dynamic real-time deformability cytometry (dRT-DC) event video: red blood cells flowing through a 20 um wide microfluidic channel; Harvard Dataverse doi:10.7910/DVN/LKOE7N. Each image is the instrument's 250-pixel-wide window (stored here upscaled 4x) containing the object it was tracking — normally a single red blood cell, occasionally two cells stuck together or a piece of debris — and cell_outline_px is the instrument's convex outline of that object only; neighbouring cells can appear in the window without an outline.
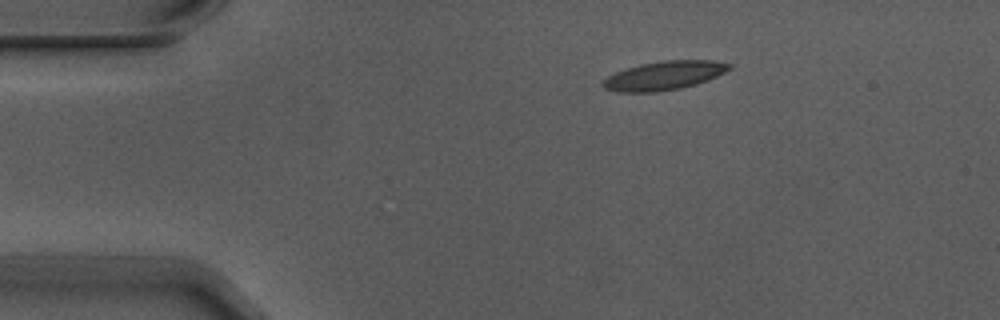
{"species": "Egyptian fruit bat (a non-hibernating species)", "species_latin": "Rousettus aegyptiacus", "temperature_condition": "warm", "stored_images_in_passage": 6, "camera_frame_rate_fps": 3000, "um_per_image_px": 0.085, "animal": {"sex": "male"}, "frame": {"image": 1, "passage_image": 1, "time_ms": 0.0, "image_size_px": [1000, 320], "cell_outline_px": [[732, 68], [708, 80], [696, 84], [680, 88], [656, 92], [616, 92], [604, 88], [600, 84], [608, 76], [616, 72], [640, 64], [664, 60], [712, 60], [732, 64]], "centroid_in_image_um": [56.45, 6.42], "position_along_channel_um": 28.6, "area_um2": 21.15}}
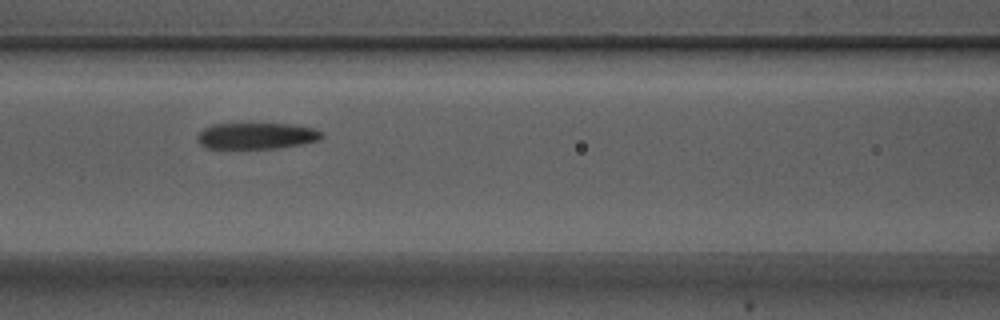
{"frame": {"image": 2, "passage_image": 5, "time_ms": 1.333, "image_size_px": [1000, 320], "cell_outline_px": [[324, 136], [320, 140], [280, 148], [204, 148], [196, 140], [196, 136], [204, 128], [212, 124], [292, 124], [312, 128], [320, 132]], "centroid_in_image_um": [21.77, 11.55], "position_along_channel_um": 144.8, "area_um2": 19.02}}
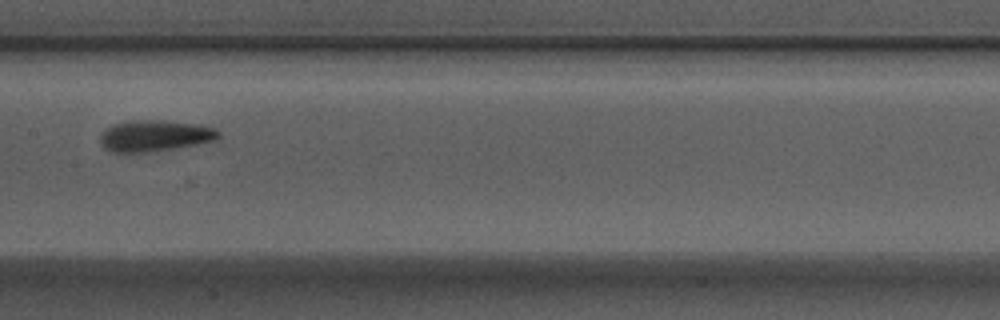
{"frame": {"image": 3, "passage_image": 6, "time_ms": 1.667, "image_size_px": [1000, 320], "cell_outline_px": [[220, 136], [212, 140], [196, 144], [176, 148], [144, 152], [112, 152], [104, 148], [100, 140], [100, 132], [112, 124], [132, 120], [164, 120], [196, 124], [212, 128], [220, 132]], "centroid_in_image_um": [13.09, 11.53], "position_along_channel_um": 194.3, "area_um2": 21.39}}